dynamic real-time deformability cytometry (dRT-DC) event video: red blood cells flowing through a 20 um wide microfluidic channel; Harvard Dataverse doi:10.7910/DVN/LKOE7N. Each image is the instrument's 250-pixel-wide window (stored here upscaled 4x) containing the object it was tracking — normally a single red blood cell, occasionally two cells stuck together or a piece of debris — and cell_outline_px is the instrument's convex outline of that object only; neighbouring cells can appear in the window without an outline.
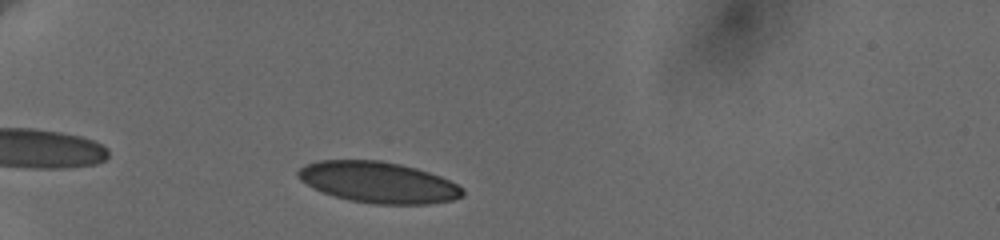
{"species": "human", "species_latin": "Homo sapiens", "temperature_condition": "cold", "stored_images_in_passage": 33, "camera_frame_rate_fps": 3000, "um_per_image_px": 0.085, "donor": {"sex": "female"}, "frame": {"image": 1, "passage_image": 5, "time_ms": 1.333, "image_size_px": [1000, 240], "cell_outline_px": [[464, 196], [452, 200], [432, 204], [376, 204], [352, 200], [336, 196], [312, 188], [300, 180], [296, 176], [296, 172], [304, 164], [320, 160], [380, 160], [400, 164], [416, 168], [440, 176], [464, 188]], "centroid_in_image_um": [32.15, 15.49], "position_along_channel_um": 52.8, "area_um2": 39.42}}
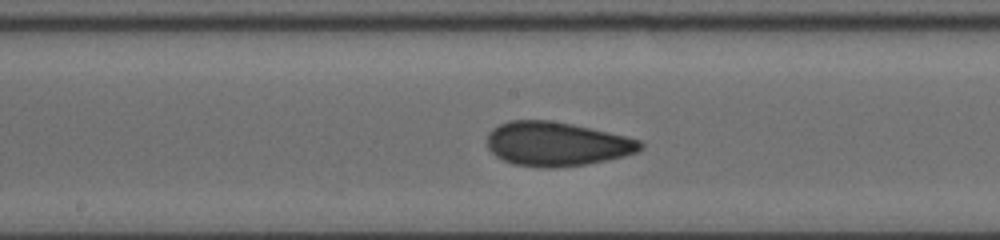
{"frame": {"image": 2, "passage_image": 20, "time_ms": 6.333, "image_size_px": [1000, 240], "cell_outline_px": [[644, 148], [636, 152], [624, 156], [608, 160], [584, 164], [556, 168], [544, 168], [512, 164], [496, 156], [488, 148], [488, 132], [492, 128], [500, 124], [512, 120], [552, 120], [572, 124], [608, 132], [640, 140], [644, 144]], "centroid_in_image_um": [47.31, 12.24], "position_along_channel_um": 200.9, "area_um2": 39.42}}
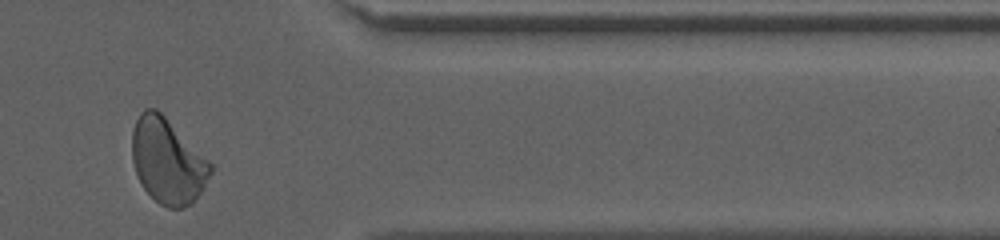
{"frame": {"image": 3, "passage_image": 33, "time_ms": 12.0, "image_size_px": [1000, 240], "cell_outline_px": [[212, 172], [204, 188], [192, 204], [184, 208], [168, 208], [160, 204], [144, 188], [136, 172], [132, 160], [132, 132], [136, 120], [140, 112], [144, 108], [156, 108], [212, 164]], "centroid_in_image_um": [14.24, 13.7], "position_along_channel_um": 397.2, "area_um2": 38.55}, "authors_computed_cell_mechanics": {"area_um2": 39.015, "velocity_mm_per_s": 3.6401, "shape_relaxation_time_tau1_ms": 9.3433, "shape_relaxation_time_tau2_ms": 1.2633, "deformation_change_tau1": 0.1849, "deformation_change_tau2": 0.0673}}